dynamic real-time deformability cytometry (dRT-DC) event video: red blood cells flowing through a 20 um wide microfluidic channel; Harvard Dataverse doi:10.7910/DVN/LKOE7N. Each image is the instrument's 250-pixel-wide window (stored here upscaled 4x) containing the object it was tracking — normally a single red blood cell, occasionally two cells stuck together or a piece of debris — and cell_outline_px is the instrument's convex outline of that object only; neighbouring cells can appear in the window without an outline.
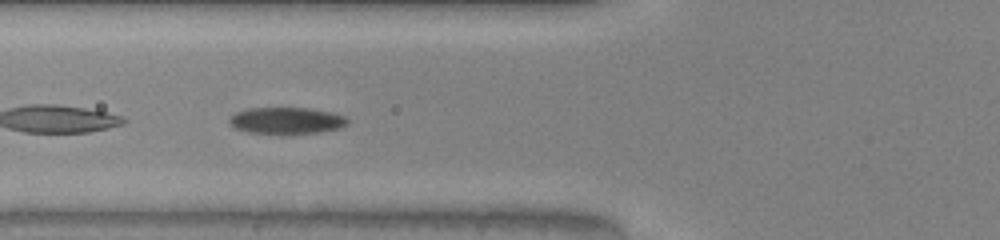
{"species": "common noctule bat (a hibernating species)", "species_latin": "Nyctalus noctula", "temperature_condition": "warm", "stored_images_in_passage": 36, "camera_frame_rate_fps": 3000, "um_per_image_px": 0.085, "animal": {"sex": "male", "body_mass_g": 20.0, "forearm_length_mm": 53.3}, "frame": {"image": 1, "passage_image": 4, "time_ms": 1.0, "image_size_px": [1000, 240], "cell_outline_px": [[348, 124], [340, 128], [320, 132], [252, 132], [236, 128], [228, 124], [228, 116], [236, 112], [248, 108], [308, 108], [332, 112], [344, 116], [348, 120]], "centroid_in_image_um": [24.34, 10.22], "position_along_channel_um": 101.5, "area_um2": 17.92}}
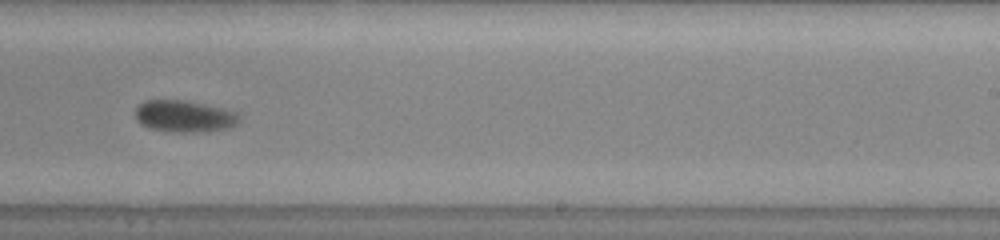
{"frame": {"image": 2, "passage_image": 17, "time_ms": 5.333, "image_size_px": [1000, 240], "cell_outline_px": [[236, 124], [228, 128], [208, 132], [184, 132], [152, 128], [140, 124], [136, 120], [136, 108], [144, 100], [180, 100], [220, 108], [236, 112]], "centroid_in_image_um": [15.62, 9.89], "position_along_channel_um": 273.4, "area_um2": 18.67}}
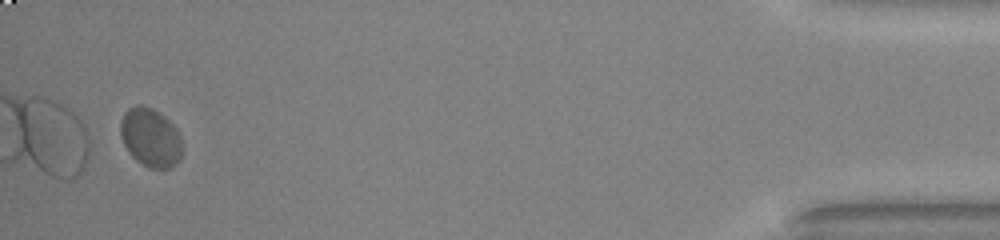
{"frame": {"image": 3, "passage_image": 34, "time_ms": 11.0, "image_size_px": [1000, 240], "cell_outline_px": [[180, 160], [172, 168], [148, 168], [136, 160], [128, 152], [120, 136], [120, 120], [124, 112], [128, 108], [136, 104], [140, 104], [152, 108], [160, 112], [176, 128], [180, 136]], "centroid_in_image_um": [12.76, 11.67], "position_along_channel_um": 422.4, "area_um2": 21.27}, "authors_computed_cell_mechanics": {"area_um2": 19.6231, "velocity_mm_per_s": 3.9715, "shape_relaxation_time_tau1_ms": 4.383, "shape_relaxation_time_tau2_ms": null, "deformation_change_tau1": 0.1274, "deformation_change_tau2": null}}